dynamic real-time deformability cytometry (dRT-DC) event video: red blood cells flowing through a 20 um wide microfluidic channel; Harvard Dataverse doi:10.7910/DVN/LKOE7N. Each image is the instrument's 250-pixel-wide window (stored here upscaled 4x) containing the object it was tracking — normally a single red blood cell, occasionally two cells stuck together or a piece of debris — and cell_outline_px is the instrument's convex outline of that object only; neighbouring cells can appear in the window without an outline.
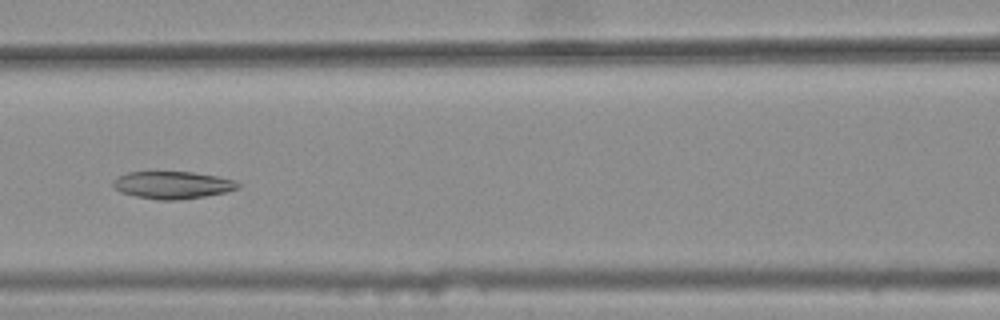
{"species": "common noctule bat (a hibernating species)", "species_latin": "Nyctalus noctula", "temperature_condition": "warm", "stored_images_in_passage": 6, "camera_frame_rate_fps": 3000, "um_per_image_px": 0.085, "animal": {"sex": "female", "body_mass_g": 25.1}, "frame": {"image": 1, "passage_image": 6, "time_ms": 1.667, "image_size_px": [1000, 320], "cell_outline_px": [[240, 188], [224, 192], [204, 196], [176, 200], [156, 200], [136, 196], [120, 192], [112, 184], [112, 180], [128, 172], [192, 172], [216, 176], [236, 180], [240, 184]], "centroid_in_image_um": [14.67, 15.72], "position_along_channel_um": 151.9, "area_um2": 19.83}}